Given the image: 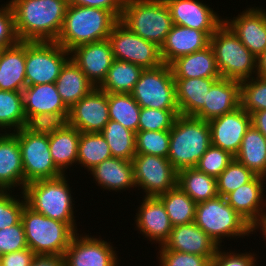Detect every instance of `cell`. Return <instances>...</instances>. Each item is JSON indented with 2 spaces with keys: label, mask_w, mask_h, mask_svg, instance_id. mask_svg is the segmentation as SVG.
<instances>
[{
  "label": "cell",
  "mask_w": 266,
  "mask_h": 266,
  "mask_svg": "<svg viewBox=\"0 0 266 266\" xmlns=\"http://www.w3.org/2000/svg\"><path fill=\"white\" fill-rule=\"evenodd\" d=\"M215 31H200L173 25L166 39L160 47V54L164 64H170L176 58L205 49L210 45V37Z\"/></svg>",
  "instance_id": "22"
},
{
  "label": "cell",
  "mask_w": 266,
  "mask_h": 266,
  "mask_svg": "<svg viewBox=\"0 0 266 266\" xmlns=\"http://www.w3.org/2000/svg\"><path fill=\"white\" fill-rule=\"evenodd\" d=\"M21 221L28 248L35 254H65L77 233L69 224L51 219L25 205Z\"/></svg>",
  "instance_id": "8"
},
{
  "label": "cell",
  "mask_w": 266,
  "mask_h": 266,
  "mask_svg": "<svg viewBox=\"0 0 266 266\" xmlns=\"http://www.w3.org/2000/svg\"><path fill=\"white\" fill-rule=\"evenodd\" d=\"M169 65L174 78H221L210 45L203 50L180 56Z\"/></svg>",
  "instance_id": "28"
},
{
  "label": "cell",
  "mask_w": 266,
  "mask_h": 266,
  "mask_svg": "<svg viewBox=\"0 0 266 266\" xmlns=\"http://www.w3.org/2000/svg\"><path fill=\"white\" fill-rule=\"evenodd\" d=\"M143 70L134 63L114 59L106 78L98 88L106 93L130 94Z\"/></svg>",
  "instance_id": "35"
},
{
  "label": "cell",
  "mask_w": 266,
  "mask_h": 266,
  "mask_svg": "<svg viewBox=\"0 0 266 266\" xmlns=\"http://www.w3.org/2000/svg\"><path fill=\"white\" fill-rule=\"evenodd\" d=\"M15 189L24 191L22 156L17 136L6 132L0 138V191Z\"/></svg>",
  "instance_id": "25"
},
{
  "label": "cell",
  "mask_w": 266,
  "mask_h": 266,
  "mask_svg": "<svg viewBox=\"0 0 266 266\" xmlns=\"http://www.w3.org/2000/svg\"><path fill=\"white\" fill-rule=\"evenodd\" d=\"M159 266H210V260L201 255L166 250L162 245L157 249Z\"/></svg>",
  "instance_id": "48"
},
{
  "label": "cell",
  "mask_w": 266,
  "mask_h": 266,
  "mask_svg": "<svg viewBox=\"0 0 266 266\" xmlns=\"http://www.w3.org/2000/svg\"><path fill=\"white\" fill-rule=\"evenodd\" d=\"M25 87V41H18L0 49V90L22 92Z\"/></svg>",
  "instance_id": "27"
},
{
  "label": "cell",
  "mask_w": 266,
  "mask_h": 266,
  "mask_svg": "<svg viewBox=\"0 0 266 266\" xmlns=\"http://www.w3.org/2000/svg\"><path fill=\"white\" fill-rule=\"evenodd\" d=\"M28 248L22 221L0 230V255Z\"/></svg>",
  "instance_id": "50"
},
{
  "label": "cell",
  "mask_w": 266,
  "mask_h": 266,
  "mask_svg": "<svg viewBox=\"0 0 266 266\" xmlns=\"http://www.w3.org/2000/svg\"><path fill=\"white\" fill-rule=\"evenodd\" d=\"M221 78L244 81L256 76V57L223 22L210 37Z\"/></svg>",
  "instance_id": "7"
},
{
  "label": "cell",
  "mask_w": 266,
  "mask_h": 266,
  "mask_svg": "<svg viewBox=\"0 0 266 266\" xmlns=\"http://www.w3.org/2000/svg\"><path fill=\"white\" fill-rule=\"evenodd\" d=\"M124 0H68V4L109 10L118 20L121 17Z\"/></svg>",
  "instance_id": "52"
},
{
  "label": "cell",
  "mask_w": 266,
  "mask_h": 266,
  "mask_svg": "<svg viewBox=\"0 0 266 266\" xmlns=\"http://www.w3.org/2000/svg\"><path fill=\"white\" fill-rule=\"evenodd\" d=\"M118 21L109 10L69 4L55 42L70 52L80 45L108 39Z\"/></svg>",
  "instance_id": "3"
},
{
  "label": "cell",
  "mask_w": 266,
  "mask_h": 266,
  "mask_svg": "<svg viewBox=\"0 0 266 266\" xmlns=\"http://www.w3.org/2000/svg\"><path fill=\"white\" fill-rule=\"evenodd\" d=\"M256 175L245 165L235 159L217 177V192L225 197L230 192L237 190L242 185L249 183Z\"/></svg>",
  "instance_id": "42"
},
{
  "label": "cell",
  "mask_w": 266,
  "mask_h": 266,
  "mask_svg": "<svg viewBox=\"0 0 266 266\" xmlns=\"http://www.w3.org/2000/svg\"><path fill=\"white\" fill-rule=\"evenodd\" d=\"M13 133L18 138L22 156L24 189L30 182L53 179L63 175L52 160L49 135L33 134L24 128Z\"/></svg>",
  "instance_id": "11"
},
{
  "label": "cell",
  "mask_w": 266,
  "mask_h": 266,
  "mask_svg": "<svg viewBox=\"0 0 266 266\" xmlns=\"http://www.w3.org/2000/svg\"><path fill=\"white\" fill-rule=\"evenodd\" d=\"M6 132L3 130V128L0 126V138L5 134Z\"/></svg>",
  "instance_id": "58"
},
{
  "label": "cell",
  "mask_w": 266,
  "mask_h": 266,
  "mask_svg": "<svg viewBox=\"0 0 266 266\" xmlns=\"http://www.w3.org/2000/svg\"><path fill=\"white\" fill-rule=\"evenodd\" d=\"M19 41H56L68 0H8Z\"/></svg>",
  "instance_id": "1"
},
{
  "label": "cell",
  "mask_w": 266,
  "mask_h": 266,
  "mask_svg": "<svg viewBox=\"0 0 266 266\" xmlns=\"http://www.w3.org/2000/svg\"><path fill=\"white\" fill-rule=\"evenodd\" d=\"M258 231L259 234L263 235L262 238H263V241L266 240V214L252 227V235L253 234H256ZM265 246H266V242L264 243Z\"/></svg>",
  "instance_id": "57"
},
{
  "label": "cell",
  "mask_w": 266,
  "mask_h": 266,
  "mask_svg": "<svg viewBox=\"0 0 266 266\" xmlns=\"http://www.w3.org/2000/svg\"><path fill=\"white\" fill-rule=\"evenodd\" d=\"M179 109L141 108L138 131H165L173 127Z\"/></svg>",
  "instance_id": "45"
},
{
  "label": "cell",
  "mask_w": 266,
  "mask_h": 266,
  "mask_svg": "<svg viewBox=\"0 0 266 266\" xmlns=\"http://www.w3.org/2000/svg\"><path fill=\"white\" fill-rule=\"evenodd\" d=\"M162 246L166 250L201 255L210 261L219 248L194 222L173 227L169 238Z\"/></svg>",
  "instance_id": "23"
},
{
  "label": "cell",
  "mask_w": 266,
  "mask_h": 266,
  "mask_svg": "<svg viewBox=\"0 0 266 266\" xmlns=\"http://www.w3.org/2000/svg\"><path fill=\"white\" fill-rule=\"evenodd\" d=\"M68 174L53 179H41L26 184L23 194L27 205L48 218L69 224L76 232L74 193ZM73 193V195H72Z\"/></svg>",
  "instance_id": "2"
},
{
  "label": "cell",
  "mask_w": 266,
  "mask_h": 266,
  "mask_svg": "<svg viewBox=\"0 0 266 266\" xmlns=\"http://www.w3.org/2000/svg\"><path fill=\"white\" fill-rule=\"evenodd\" d=\"M194 223L218 247L224 246V239L235 241L237 238L252 236V226L227 203L225 197L219 195L196 204Z\"/></svg>",
  "instance_id": "5"
},
{
  "label": "cell",
  "mask_w": 266,
  "mask_h": 266,
  "mask_svg": "<svg viewBox=\"0 0 266 266\" xmlns=\"http://www.w3.org/2000/svg\"><path fill=\"white\" fill-rule=\"evenodd\" d=\"M22 93L26 117L40 113H69L55 83L26 86Z\"/></svg>",
  "instance_id": "30"
},
{
  "label": "cell",
  "mask_w": 266,
  "mask_h": 266,
  "mask_svg": "<svg viewBox=\"0 0 266 266\" xmlns=\"http://www.w3.org/2000/svg\"><path fill=\"white\" fill-rule=\"evenodd\" d=\"M93 181L103 191L124 192L135 190L133 162L122 158L111 157L88 171Z\"/></svg>",
  "instance_id": "24"
},
{
  "label": "cell",
  "mask_w": 266,
  "mask_h": 266,
  "mask_svg": "<svg viewBox=\"0 0 266 266\" xmlns=\"http://www.w3.org/2000/svg\"><path fill=\"white\" fill-rule=\"evenodd\" d=\"M158 198L165 206L173 227L194 222L196 203L178 186Z\"/></svg>",
  "instance_id": "37"
},
{
  "label": "cell",
  "mask_w": 266,
  "mask_h": 266,
  "mask_svg": "<svg viewBox=\"0 0 266 266\" xmlns=\"http://www.w3.org/2000/svg\"><path fill=\"white\" fill-rule=\"evenodd\" d=\"M35 253L25 248L2 255V263L6 266H30Z\"/></svg>",
  "instance_id": "53"
},
{
  "label": "cell",
  "mask_w": 266,
  "mask_h": 266,
  "mask_svg": "<svg viewBox=\"0 0 266 266\" xmlns=\"http://www.w3.org/2000/svg\"><path fill=\"white\" fill-rule=\"evenodd\" d=\"M241 107L250 115L266 110V78L254 76L240 82Z\"/></svg>",
  "instance_id": "41"
},
{
  "label": "cell",
  "mask_w": 266,
  "mask_h": 266,
  "mask_svg": "<svg viewBox=\"0 0 266 266\" xmlns=\"http://www.w3.org/2000/svg\"><path fill=\"white\" fill-rule=\"evenodd\" d=\"M170 130L136 132V154L168 157Z\"/></svg>",
  "instance_id": "43"
},
{
  "label": "cell",
  "mask_w": 266,
  "mask_h": 266,
  "mask_svg": "<svg viewBox=\"0 0 266 266\" xmlns=\"http://www.w3.org/2000/svg\"><path fill=\"white\" fill-rule=\"evenodd\" d=\"M233 159L234 156L228 151L211 145L200 158L196 168L207 175L217 178Z\"/></svg>",
  "instance_id": "47"
},
{
  "label": "cell",
  "mask_w": 266,
  "mask_h": 266,
  "mask_svg": "<svg viewBox=\"0 0 266 266\" xmlns=\"http://www.w3.org/2000/svg\"><path fill=\"white\" fill-rule=\"evenodd\" d=\"M108 40L114 59L134 63L143 69H153L163 64L160 47L130 31L118 21Z\"/></svg>",
  "instance_id": "13"
},
{
  "label": "cell",
  "mask_w": 266,
  "mask_h": 266,
  "mask_svg": "<svg viewBox=\"0 0 266 266\" xmlns=\"http://www.w3.org/2000/svg\"><path fill=\"white\" fill-rule=\"evenodd\" d=\"M110 147L112 157L132 161L136 155V133L119 122L109 120L100 132Z\"/></svg>",
  "instance_id": "38"
},
{
  "label": "cell",
  "mask_w": 266,
  "mask_h": 266,
  "mask_svg": "<svg viewBox=\"0 0 266 266\" xmlns=\"http://www.w3.org/2000/svg\"><path fill=\"white\" fill-rule=\"evenodd\" d=\"M236 250L232 251V248L219 247L210 262V266H259L257 263L259 255L254 251L239 253Z\"/></svg>",
  "instance_id": "49"
},
{
  "label": "cell",
  "mask_w": 266,
  "mask_h": 266,
  "mask_svg": "<svg viewBox=\"0 0 266 266\" xmlns=\"http://www.w3.org/2000/svg\"><path fill=\"white\" fill-rule=\"evenodd\" d=\"M80 133L76 128L66 124L61 130L49 135L52 160L63 174L68 173L67 169L71 171L77 165Z\"/></svg>",
  "instance_id": "31"
},
{
  "label": "cell",
  "mask_w": 266,
  "mask_h": 266,
  "mask_svg": "<svg viewBox=\"0 0 266 266\" xmlns=\"http://www.w3.org/2000/svg\"><path fill=\"white\" fill-rule=\"evenodd\" d=\"M251 125H253L266 138V110L256 111L251 114Z\"/></svg>",
  "instance_id": "55"
},
{
  "label": "cell",
  "mask_w": 266,
  "mask_h": 266,
  "mask_svg": "<svg viewBox=\"0 0 266 266\" xmlns=\"http://www.w3.org/2000/svg\"><path fill=\"white\" fill-rule=\"evenodd\" d=\"M69 113H40L26 117L24 129L33 134L51 135L67 124Z\"/></svg>",
  "instance_id": "46"
},
{
  "label": "cell",
  "mask_w": 266,
  "mask_h": 266,
  "mask_svg": "<svg viewBox=\"0 0 266 266\" xmlns=\"http://www.w3.org/2000/svg\"><path fill=\"white\" fill-rule=\"evenodd\" d=\"M30 266H65L64 254H35Z\"/></svg>",
  "instance_id": "54"
},
{
  "label": "cell",
  "mask_w": 266,
  "mask_h": 266,
  "mask_svg": "<svg viewBox=\"0 0 266 266\" xmlns=\"http://www.w3.org/2000/svg\"><path fill=\"white\" fill-rule=\"evenodd\" d=\"M137 190L145 197H158L177 186L178 171L167 158L136 154L133 157Z\"/></svg>",
  "instance_id": "12"
},
{
  "label": "cell",
  "mask_w": 266,
  "mask_h": 266,
  "mask_svg": "<svg viewBox=\"0 0 266 266\" xmlns=\"http://www.w3.org/2000/svg\"><path fill=\"white\" fill-rule=\"evenodd\" d=\"M1 263H2V256L0 255V265H1Z\"/></svg>",
  "instance_id": "59"
},
{
  "label": "cell",
  "mask_w": 266,
  "mask_h": 266,
  "mask_svg": "<svg viewBox=\"0 0 266 266\" xmlns=\"http://www.w3.org/2000/svg\"><path fill=\"white\" fill-rule=\"evenodd\" d=\"M177 186L196 204L218 196L217 178L199 171L196 167L179 170Z\"/></svg>",
  "instance_id": "34"
},
{
  "label": "cell",
  "mask_w": 266,
  "mask_h": 266,
  "mask_svg": "<svg viewBox=\"0 0 266 266\" xmlns=\"http://www.w3.org/2000/svg\"><path fill=\"white\" fill-rule=\"evenodd\" d=\"M110 147L100 132L80 133L77 168L90 171L102 161L111 158Z\"/></svg>",
  "instance_id": "36"
},
{
  "label": "cell",
  "mask_w": 266,
  "mask_h": 266,
  "mask_svg": "<svg viewBox=\"0 0 266 266\" xmlns=\"http://www.w3.org/2000/svg\"><path fill=\"white\" fill-rule=\"evenodd\" d=\"M0 4V49L16 44L19 39L15 31L14 13L8 1Z\"/></svg>",
  "instance_id": "51"
},
{
  "label": "cell",
  "mask_w": 266,
  "mask_h": 266,
  "mask_svg": "<svg viewBox=\"0 0 266 266\" xmlns=\"http://www.w3.org/2000/svg\"><path fill=\"white\" fill-rule=\"evenodd\" d=\"M23 93L0 90V126L5 132H15L24 128Z\"/></svg>",
  "instance_id": "40"
},
{
  "label": "cell",
  "mask_w": 266,
  "mask_h": 266,
  "mask_svg": "<svg viewBox=\"0 0 266 266\" xmlns=\"http://www.w3.org/2000/svg\"><path fill=\"white\" fill-rule=\"evenodd\" d=\"M234 159L266 178V138L253 125L247 129Z\"/></svg>",
  "instance_id": "33"
},
{
  "label": "cell",
  "mask_w": 266,
  "mask_h": 266,
  "mask_svg": "<svg viewBox=\"0 0 266 266\" xmlns=\"http://www.w3.org/2000/svg\"><path fill=\"white\" fill-rule=\"evenodd\" d=\"M55 86L68 109L95 88L71 58L61 69Z\"/></svg>",
  "instance_id": "32"
},
{
  "label": "cell",
  "mask_w": 266,
  "mask_h": 266,
  "mask_svg": "<svg viewBox=\"0 0 266 266\" xmlns=\"http://www.w3.org/2000/svg\"><path fill=\"white\" fill-rule=\"evenodd\" d=\"M180 115L195 116L204 106L207 92L220 78H174Z\"/></svg>",
  "instance_id": "29"
},
{
  "label": "cell",
  "mask_w": 266,
  "mask_h": 266,
  "mask_svg": "<svg viewBox=\"0 0 266 266\" xmlns=\"http://www.w3.org/2000/svg\"><path fill=\"white\" fill-rule=\"evenodd\" d=\"M247 6L237 16L224 18V22L257 57L266 49V9L255 4Z\"/></svg>",
  "instance_id": "17"
},
{
  "label": "cell",
  "mask_w": 266,
  "mask_h": 266,
  "mask_svg": "<svg viewBox=\"0 0 266 266\" xmlns=\"http://www.w3.org/2000/svg\"><path fill=\"white\" fill-rule=\"evenodd\" d=\"M240 106V81L220 78L211 86L203 108L194 117L209 121Z\"/></svg>",
  "instance_id": "26"
},
{
  "label": "cell",
  "mask_w": 266,
  "mask_h": 266,
  "mask_svg": "<svg viewBox=\"0 0 266 266\" xmlns=\"http://www.w3.org/2000/svg\"><path fill=\"white\" fill-rule=\"evenodd\" d=\"M134 215L135 230L142 234L143 239L153 245L161 246L169 238L173 225L166 212L165 206L158 197H145L139 201Z\"/></svg>",
  "instance_id": "16"
},
{
  "label": "cell",
  "mask_w": 266,
  "mask_h": 266,
  "mask_svg": "<svg viewBox=\"0 0 266 266\" xmlns=\"http://www.w3.org/2000/svg\"><path fill=\"white\" fill-rule=\"evenodd\" d=\"M70 58L95 87L102 84L114 61L108 39L75 47L70 51Z\"/></svg>",
  "instance_id": "20"
},
{
  "label": "cell",
  "mask_w": 266,
  "mask_h": 266,
  "mask_svg": "<svg viewBox=\"0 0 266 266\" xmlns=\"http://www.w3.org/2000/svg\"><path fill=\"white\" fill-rule=\"evenodd\" d=\"M119 21L136 35L159 47L174 25L164 0H124Z\"/></svg>",
  "instance_id": "6"
},
{
  "label": "cell",
  "mask_w": 266,
  "mask_h": 266,
  "mask_svg": "<svg viewBox=\"0 0 266 266\" xmlns=\"http://www.w3.org/2000/svg\"><path fill=\"white\" fill-rule=\"evenodd\" d=\"M14 194V191H0V230L21 221L23 209L27 204L26 199L21 191L17 192V195Z\"/></svg>",
  "instance_id": "44"
},
{
  "label": "cell",
  "mask_w": 266,
  "mask_h": 266,
  "mask_svg": "<svg viewBox=\"0 0 266 266\" xmlns=\"http://www.w3.org/2000/svg\"><path fill=\"white\" fill-rule=\"evenodd\" d=\"M266 178L256 175L225 196L227 203L252 227L266 214Z\"/></svg>",
  "instance_id": "21"
},
{
  "label": "cell",
  "mask_w": 266,
  "mask_h": 266,
  "mask_svg": "<svg viewBox=\"0 0 266 266\" xmlns=\"http://www.w3.org/2000/svg\"><path fill=\"white\" fill-rule=\"evenodd\" d=\"M164 1L169 8L174 25L200 31H216L224 22V17L214 10V6L211 8L212 5L204 3L203 0Z\"/></svg>",
  "instance_id": "19"
},
{
  "label": "cell",
  "mask_w": 266,
  "mask_h": 266,
  "mask_svg": "<svg viewBox=\"0 0 266 266\" xmlns=\"http://www.w3.org/2000/svg\"><path fill=\"white\" fill-rule=\"evenodd\" d=\"M211 131V145L228 151L235 157L242 139L251 126V115L241 106L208 121Z\"/></svg>",
  "instance_id": "18"
},
{
  "label": "cell",
  "mask_w": 266,
  "mask_h": 266,
  "mask_svg": "<svg viewBox=\"0 0 266 266\" xmlns=\"http://www.w3.org/2000/svg\"><path fill=\"white\" fill-rule=\"evenodd\" d=\"M141 108L179 109L170 65L144 69L130 93Z\"/></svg>",
  "instance_id": "10"
},
{
  "label": "cell",
  "mask_w": 266,
  "mask_h": 266,
  "mask_svg": "<svg viewBox=\"0 0 266 266\" xmlns=\"http://www.w3.org/2000/svg\"><path fill=\"white\" fill-rule=\"evenodd\" d=\"M70 52L55 41H25L26 86L55 83Z\"/></svg>",
  "instance_id": "9"
},
{
  "label": "cell",
  "mask_w": 266,
  "mask_h": 266,
  "mask_svg": "<svg viewBox=\"0 0 266 266\" xmlns=\"http://www.w3.org/2000/svg\"><path fill=\"white\" fill-rule=\"evenodd\" d=\"M84 233V234H83ZM77 232L65 251V266H120L116 247L101 235Z\"/></svg>",
  "instance_id": "14"
},
{
  "label": "cell",
  "mask_w": 266,
  "mask_h": 266,
  "mask_svg": "<svg viewBox=\"0 0 266 266\" xmlns=\"http://www.w3.org/2000/svg\"><path fill=\"white\" fill-rule=\"evenodd\" d=\"M256 76L266 78V49L256 57Z\"/></svg>",
  "instance_id": "56"
},
{
  "label": "cell",
  "mask_w": 266,
  "mask_h": 266,
  "mask_svg": "<svg viewBox=\"0 0 266 266\" xmlns=\"http://www.w3.org/2000/svg\"><path fill=\"white\" fill-rule=\"evenodd\" d=\"M140 111L141 107L131 94L108 93L109 119L135 133L138 132Z\"/></svg>",
  "instance_id": "39"
},
{
  "label": "cell",
  "mask_w": 266,
  "mask_h": 266,
  "mask_svg": "<svg viewBox=\"0 0 266 266\" xmlns=\"http://www.w3.org/2000/svg\"><path fill=\"white\" fill-rule=\"evenodd\" d=\"M108 93L95 87L69 109L67 124L80 132H101L109 122Z\"/></svg>",
  "instance_id": "15"
},
{
  "label": "cell",
  "mask_w": 266,
  "mask_h": 266,
  "mask_svg": "<svg viewBox=\"0 0 266 266\" xmlns=\"http://www.w3.org/2000/svg\"><path fill=\"white\" fill-rule=\"evenodd\" d=\"M210 146L211 131L208 121L194 116L178 115L170 129L167 159L177 171L196 167Z\"/></svg>",
  "instance_id": "4"
}]
</instances>
